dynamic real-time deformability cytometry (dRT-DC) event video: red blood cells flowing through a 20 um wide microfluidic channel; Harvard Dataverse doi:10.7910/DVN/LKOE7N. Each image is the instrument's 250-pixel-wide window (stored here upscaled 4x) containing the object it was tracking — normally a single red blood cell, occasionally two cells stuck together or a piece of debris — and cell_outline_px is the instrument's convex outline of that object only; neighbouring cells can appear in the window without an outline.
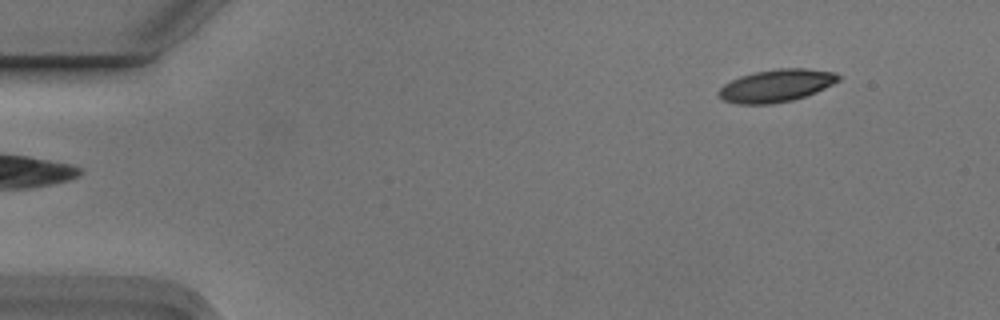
{"species": "Egyptian fruit bat (a non-hibernating species)", "species_latin": "Rousettus aegyptiacus", "temperature_condition": "cold", "stored_images_in_passage": 5, "segment_of_instrument_passage": [2, 2], "camera_frame_rate_fps": 3000, "um_per_image_px": 0.085, "animal": {"sex": "male"}, "frame": {"image": 1, "passage_image": 5, "time_ms": 1.333, "image_size_px": [1000, 320], "cell_outline_px": [[840, 80], [816, 92], [792, 100], [772, 104], [740, 104], [724, 100], [716, 92], [724, 84], [740, 76], [756, 72], [780, 68], [808, 68], [836, 72], [840, 76]], "centroid_in_image_um": [66.0, 7.27], "position_along_channel_um": 19.0, "area_um2": 22.6}}